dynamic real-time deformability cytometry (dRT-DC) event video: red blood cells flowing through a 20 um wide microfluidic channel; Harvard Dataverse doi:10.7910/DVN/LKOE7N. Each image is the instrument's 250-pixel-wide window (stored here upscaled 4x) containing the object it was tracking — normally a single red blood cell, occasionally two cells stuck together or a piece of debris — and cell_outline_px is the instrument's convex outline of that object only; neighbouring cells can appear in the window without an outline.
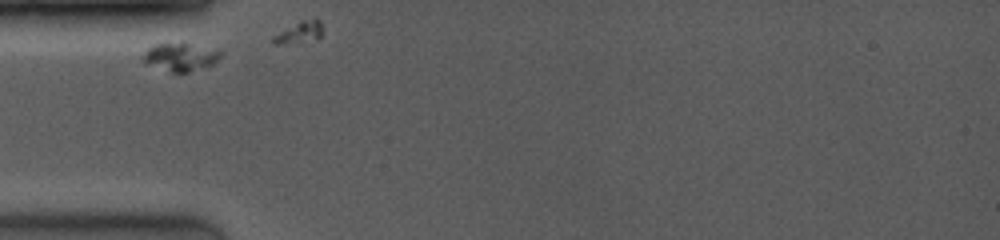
{"species": "common noctule bat (a hibernating species)", "species_latin": "Nyctalus noctula", "temperature_condition": "room temperature", "stored_images_in_passage": 20, "segment_of_instrument_passage": [1, 2], "camera_frame_rate_fps": 4000, "um_per_image_px": 0.085, "animal": {"sex": "female", "body_mass_g": 19.0, "forearm_length_mm": 53.3}, "frame": {"image": 1, "passage_image": 1, "time_ms": 0.0, "image_size_px": [1000, 240], "cell_outline_px": [[220, 56], [212, 64], [188, 72], [172, 72], [140, 60], [140, 56], [148, 48], [156, 44], [188, 44], [220, 52]], "centroid_in_image_um": [15.24, 4.85], "position_along_channel_um": 69.8, "area_um2": 11.91}}